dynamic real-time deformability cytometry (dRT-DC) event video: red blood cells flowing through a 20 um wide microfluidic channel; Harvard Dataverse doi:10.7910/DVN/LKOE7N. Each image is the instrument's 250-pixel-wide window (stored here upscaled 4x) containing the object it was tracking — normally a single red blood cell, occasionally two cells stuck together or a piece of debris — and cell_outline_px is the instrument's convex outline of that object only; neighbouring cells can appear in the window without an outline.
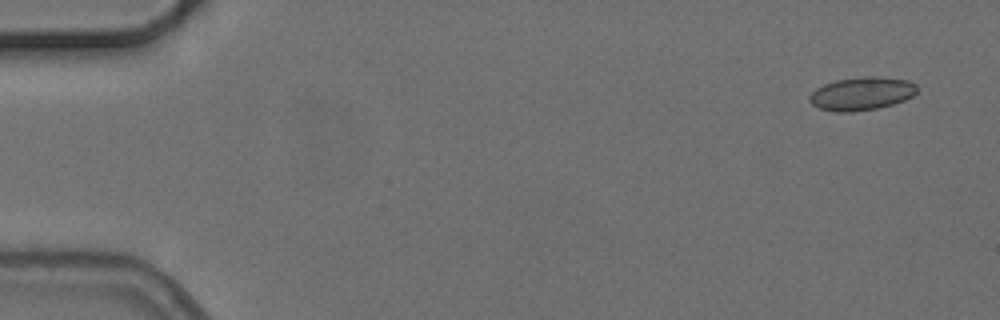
{"species": "common noctule bat (a hibernating species)", "species_latin": "Nyctalus noctula", "temperature_condition": "cold", "stored_images_in_passage": 5, "camera_frame_rate_fps": 3000, "um_per_image_px": 0.085, "animal": {"sex": "female", "body_mass_g": 24.6, "forearm_length_mm": 56.2}, "frame": {"image": 1, "passage_image": 1, "time_ms": 0.0, "image_size_px": [1000, 320], "cell_outline_px": [[916, 92], [912, 96], [904, 100], [892, 104], [876, 108], [852, 112], [836, 112], [820, 108], [812, 104], [808, 100], [808, 96], [816, 88], [824, 84], [836, 80], [864, 76], [876, 76], [908, 80], [916, 84]], "centroid_in_image_um": [73.21, 7.95], "position_along_channel_um": 11.8, "area_um2": 20.75}}
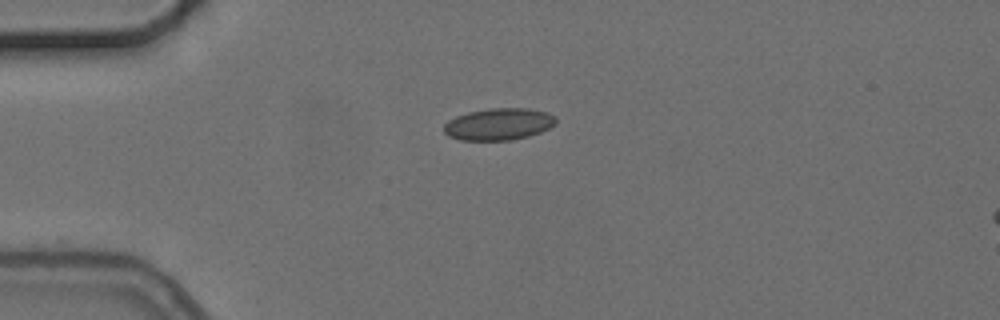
{"frame": {"image": 2, "passage_image": 4, "time_ms": 3.667, "image_size_px": [1000, 320], "cell_outline_px": [[556, 124], [540, 132], [528, 136], [512, 140], [460, 140], [448, 136], [444, 132], [444, 124], [448, 120], [456, 116], [468, 112], [488, 108], [528, 108], [548, 112], [556, 116]], "centroid_in_image_um": [42.39, 10.54], "position_along_channel_um": 42.6, "area_um2": 20.98}}